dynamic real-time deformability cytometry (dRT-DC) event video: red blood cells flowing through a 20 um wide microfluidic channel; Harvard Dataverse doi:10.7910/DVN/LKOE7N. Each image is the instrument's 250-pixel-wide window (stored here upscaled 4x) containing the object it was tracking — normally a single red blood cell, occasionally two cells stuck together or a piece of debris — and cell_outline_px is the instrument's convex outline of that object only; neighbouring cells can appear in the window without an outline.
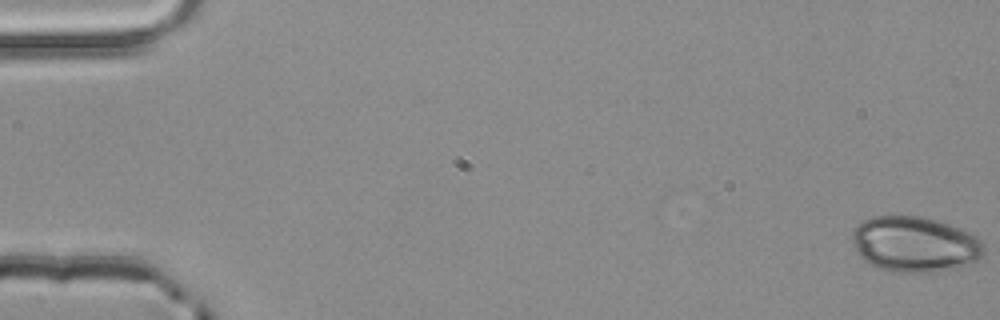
{"species": "common noctule bat (a hibernating species)", "species_latin": "Nyctalus noctula", "temperature_condition": "room temperature", "stored_images_in_passage": 42, "camera_frame_rate_fps": 3000, "um_per_image_px": 0.085, "animal": {"sex": "male", "body_mass_g": 20.4}, "frame": {"image": 1, "passage_image": 1, "time_ms": 0.0, "image_size_px": [1000, 320], "cell_outline_px": [[984, 252], [976, 260], [968, 264], [956, 268], [940, 272], [888, 272], [864, 260], [856, 252], [852, 240], [852, 232], [856, 224], [872, 216], [920, 216], [936, 220], [948, 224], [968, 232], [976, 236], [980, 240], [984, 248]], "centroid_in_image_um": [77.72, 20.77], "position_along_channel_um": 7.3, "area_um2": 42.66}}
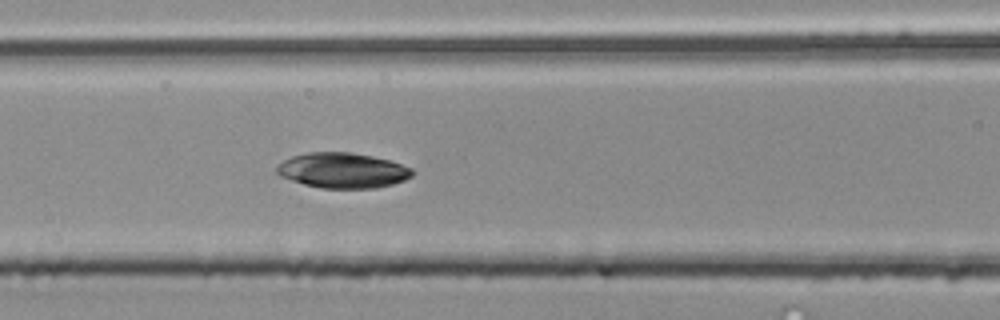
{"frame": {"image": 2, "passage_image": 24, "time_ms": 7.667, "image_size_px": [1000, 320], "cell_outline_px": [[416, 172], [412, 176], [404, 180], [392, 184], [372, 188], [320, 188], [304, 184], [280, 176], [276, 172], [276, 168], [284, 160], [292, 156], [308, 152], [348, 152], [372, 156], [388, 160], [412, 168]], "centroid_in_image_um": [29.13, 14.48], "position_along_channel_um": 137.5, "area_um2": 27.69}}
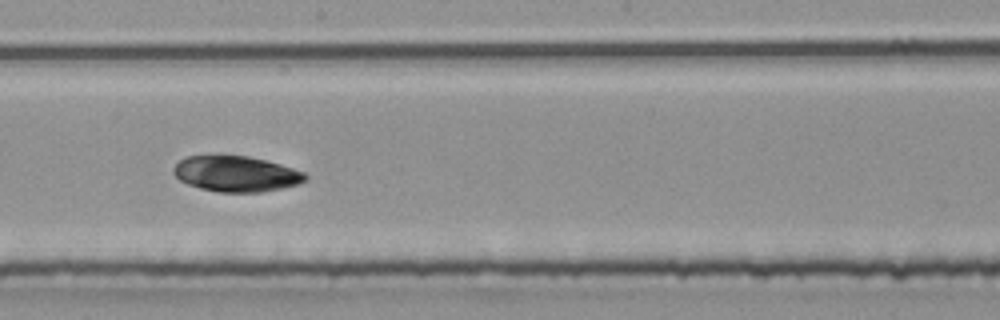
{"frame": {"image": 3, "passage_image": 31, "time_ms": 10.0, "image_size_px": [1000, 320], "cell_outline_px": [[308, 180], [300, 184], [260, 192], [220, 192], [200, 188], [188, 184], [180, 180], [172, 172], [172, 168], [184, 156], [220, 152], [248, 156], [280, 164], [304, 172], [308, 176]], "centroid_in_image_um": [20.02, 14.72], "position_along_channel_um": 228.2, "area_um2": 28.21}}